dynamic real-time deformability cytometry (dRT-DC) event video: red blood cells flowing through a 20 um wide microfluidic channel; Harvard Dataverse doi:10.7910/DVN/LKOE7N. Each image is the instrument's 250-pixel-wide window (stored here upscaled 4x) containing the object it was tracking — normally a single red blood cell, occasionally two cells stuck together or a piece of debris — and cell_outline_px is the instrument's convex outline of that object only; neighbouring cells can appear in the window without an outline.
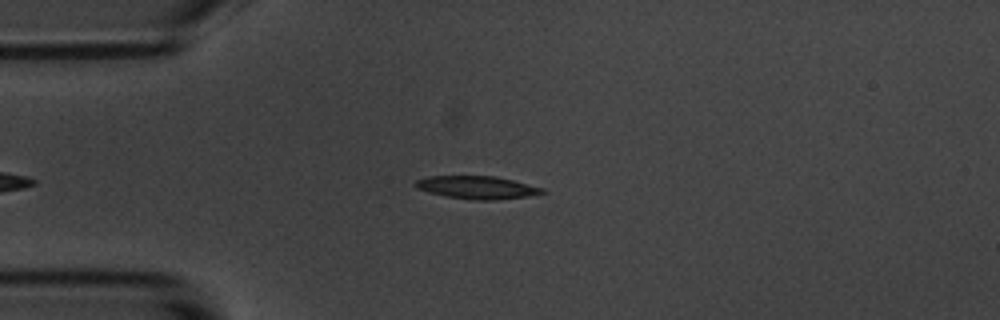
{"species": "common noctule bat (a hibernating species)", "species_latin": "Nyctalus noctula", "temperature_condition": "room temperature", "stored_images_in_passage": 3, "camera_frame_rate_fps": 3000, "um_per_image_px": 0.085, "animal": {"sex": "male", "body_mass_g": 20.1, "forearm_length_mm": 53.5}, "frame": {"image": 1, "passage_image": 1, "time_ms": 0.0, "image_size_px": [1000, 320], "cell_outline_px": [[548, 192], [528, 196], [492, 200], [472, 200], [444, 196], [416, 188], [412, 184], [416, 180], [428, 176], [496, 176], [544, 188]], "centroid_in_image_um": [40.54, 15.93], "position_along_channel_um": 44.5, "area_um2": 16.94}}